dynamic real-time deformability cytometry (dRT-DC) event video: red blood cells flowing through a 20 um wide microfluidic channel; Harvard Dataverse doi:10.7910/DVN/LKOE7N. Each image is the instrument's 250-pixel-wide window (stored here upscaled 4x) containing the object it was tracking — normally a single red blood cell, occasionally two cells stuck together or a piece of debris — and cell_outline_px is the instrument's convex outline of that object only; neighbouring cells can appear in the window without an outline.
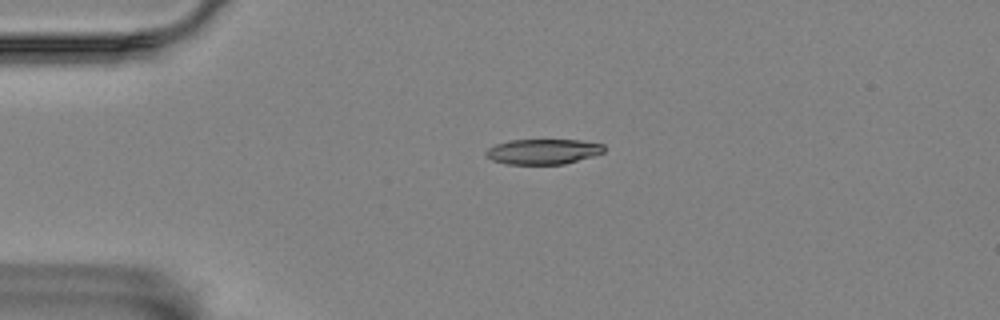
{"species": "Egyptian fruit bat (a non-hibernating species)", "species_latin": "Rousettus aegyptiacus", "temperature_condition": "room temperature", "stored_images_in_passage": 2, "camera_frame_rate_fps": 3000, "um_per_image_px": 0.085, "animal": {"sex": "female"}, "frame": {"image": 1, "passage_image": 2, "time_ms": 1.333, "image_size_px": [1000, 320], "cell_outline_px": [[604, 152], [592, 156], [564, 164], [504, 164], [492, 160], [484, 156], [484, 152], [488, 148], [496, 144], [508, 140], [580, 140], [604, 144]], "centroid_in_image_um": [46.11, 12.88], "position_along_channel_um": 38.9, "area_um2": 17.46}}